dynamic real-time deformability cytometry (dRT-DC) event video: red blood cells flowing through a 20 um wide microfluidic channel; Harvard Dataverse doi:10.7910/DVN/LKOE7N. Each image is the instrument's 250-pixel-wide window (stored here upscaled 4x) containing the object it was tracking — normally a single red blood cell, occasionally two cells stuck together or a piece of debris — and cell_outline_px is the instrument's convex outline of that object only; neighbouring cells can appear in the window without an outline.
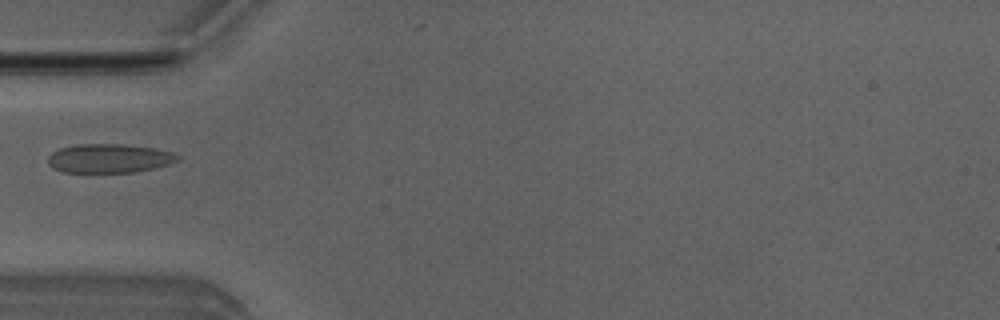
{"species": "Egyptian fruit bat (a non-hibernating species)", "species_latin": "Rousettus aegyptiacus", "temperature_condition": "room temperature", "stored_images_in_passage": 1, "camera_frame_rate_fps": 3000, "um_per_image_px": 0.085, "animal": {"sex": "male"}, "frame": {"image": 1, "passage_image": 1, "time_ms": 0.0, "image_size_px": [1000, 320], "cell_outline_px": [[180, 160], [168, 164], [152, 168], [132, 172], [60, 172], [52, 168], [48, 164], [48, 156], [52, 152], [60, 148], [76, 144], [124, 144], [156, 148], [176, 152], [180, 156]], "centroid_in_image_um": [9.29, 13.45], "position_along_channel_um": 75.7, "area_um2": 22.08}}